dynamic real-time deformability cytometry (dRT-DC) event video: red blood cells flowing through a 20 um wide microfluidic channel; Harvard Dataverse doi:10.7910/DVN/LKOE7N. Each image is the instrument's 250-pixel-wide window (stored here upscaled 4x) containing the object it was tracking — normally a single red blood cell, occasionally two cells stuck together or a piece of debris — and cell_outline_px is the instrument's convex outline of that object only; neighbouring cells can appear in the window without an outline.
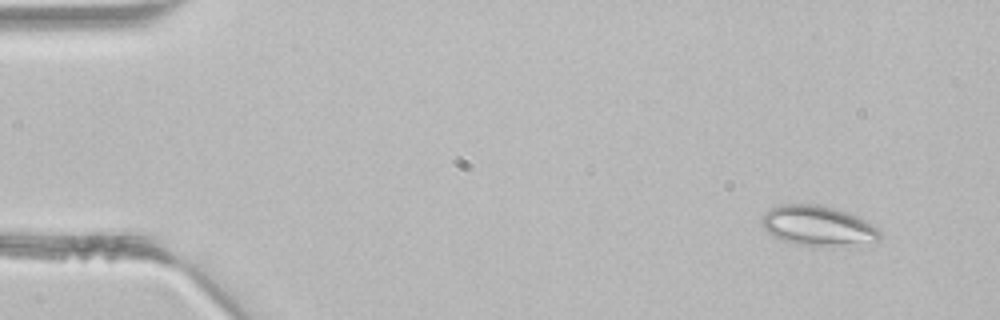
{"species": "common noctule bat (a hibernating species)", "species_latin": "Nyctalus noctula", "temperature_condition": "room temperature", "stored_images_in_passage": 3, "camera_frame_rate_fps": 3000, "um_per_image_px": 0.085, "animal": {"sex": "male", "body_mass_g": 21.5, "forearm_length_mm": 52.0}, "frame": {"image": 1, "passage_image": 1, "time_ms": 0.0, "image_size_px": [1000, 320], "cell_outline_px": [[880, 240], [876, 244], [800, 244], [784, 240], [768, 232], [760, 224], [760, 220], [764, 212], [780, 204], [820, 204], [848, 212], [880, 228]], "centroid_in_image_um": [69.56, 19.16], "position_along_channel_um": 15.4, "area_um2": 27.22}}